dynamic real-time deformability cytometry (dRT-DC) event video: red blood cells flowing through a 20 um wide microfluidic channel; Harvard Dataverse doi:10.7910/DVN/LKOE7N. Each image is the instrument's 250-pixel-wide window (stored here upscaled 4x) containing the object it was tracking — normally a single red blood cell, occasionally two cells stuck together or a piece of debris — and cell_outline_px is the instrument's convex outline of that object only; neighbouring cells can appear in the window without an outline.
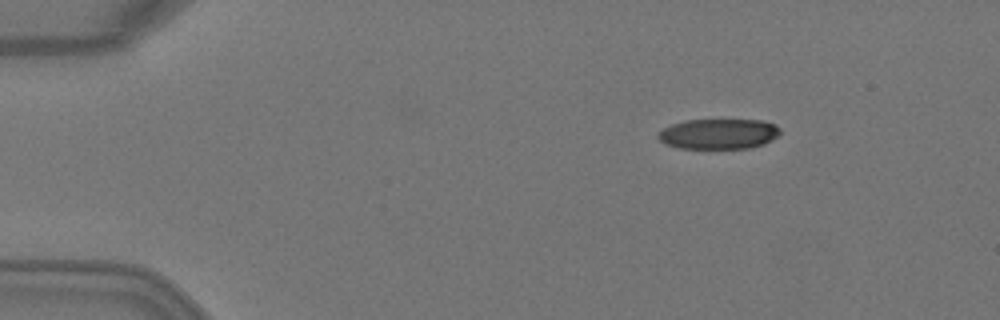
{"species": "Egyptian fruit bat (a non-hibernating species)", "species_latin": "Rousettus aegyptiacus", "temperature_condition": "warm", "stored_images_in_passage": 3, "camera_frame_rate_fps": 3000, "um_per_image_px": 0.085, "animal": {"sex": "female"}, "frame": {"image": 1, "passage_image": 1, "time_ms": 0.0, "image_size_px": [1000, 320], "cell_outline_px": [[780, 132], [772, 140], [764, 144], [752, 148], [680, 148], [664, 144], [656, 136], [664, 128], [672, 124], [684, 120], [760, 120], [776, 124], [780, 128]], "centroid_in_image_um": [61.09, 11.38], "position_along_channel_um": 23.9, "area_um2": 21.56}}
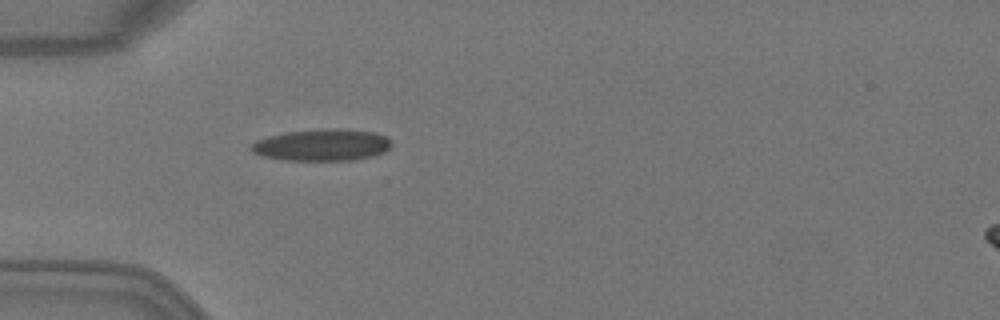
{"frame": {"image": 2, "passage_image": 3, "time_ms": 0.667, "image_size_px": [1000, 320], "cell_outline_px": [[392, 144], [384, 152], [372, 156], [356, 160], [284, 160], [264, 156], [252, 152], [248, 148], [256, 140], [268, 136], [288, 132], [336, 128], [372, 132], [384, 136]], "centroid_in_image_um": [27.34, 12.33], "position_along_channel_um": 57.7, "area_um2": 25.66}}